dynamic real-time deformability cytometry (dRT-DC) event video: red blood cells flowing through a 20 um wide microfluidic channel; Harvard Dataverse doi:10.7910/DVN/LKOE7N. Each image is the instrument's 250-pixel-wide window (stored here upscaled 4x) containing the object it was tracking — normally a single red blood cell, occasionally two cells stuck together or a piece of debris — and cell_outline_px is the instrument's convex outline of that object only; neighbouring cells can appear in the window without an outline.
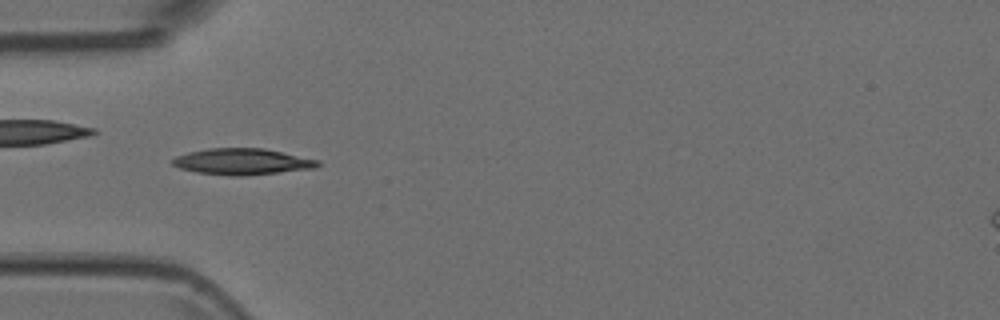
{"species": "Egyptian fruit bat (a non-hibernating species)", "species_latin": "Rousettus aegyptiacus", "temperature_condition": "room temperature", "stored_images_in_passage": 8, "camera_frame_rate_fps": 3000, "um_per_image_px": 0.085, "animal": {"sex": "female"}, "frame": {"image": 1, "passage_image": 3, "time_ms": 0.667, "image_size_px": [1000, 320], "cell_outline_px": [[320, 164], [316, 168], [244, 176], [228, 176], [196, 172], [180, 168], [172, 164], [172, 160], [176, 156], [188, 152], [208, 148], [264, 148], [320, 160]], "centroid_in_image_um": [20.6, 13.74], "position_along_channel_um": 64.4, "area_um2": 22.31}}
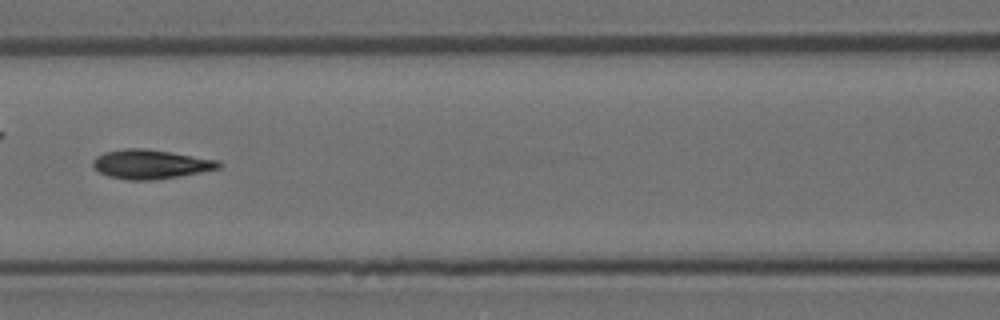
{"frame": {"image": 2, "passage_image": 5, "time_ms": 1.333, "image_size_px": [1000, 320], "cell_outline_px": [[224, 164], [220, 168], [180, 176], [152, 180], [128, 180], [108, 176], [100, 172], [92, 164], [92, 160], [96, 156], [104, 152], [124, 148], [140, 148], [168, 152], [220, 160]], "centroid_in_image_um": [12.81, 13.96], "position_along_channel_um": 153.8, "area_um2": 21.33}}
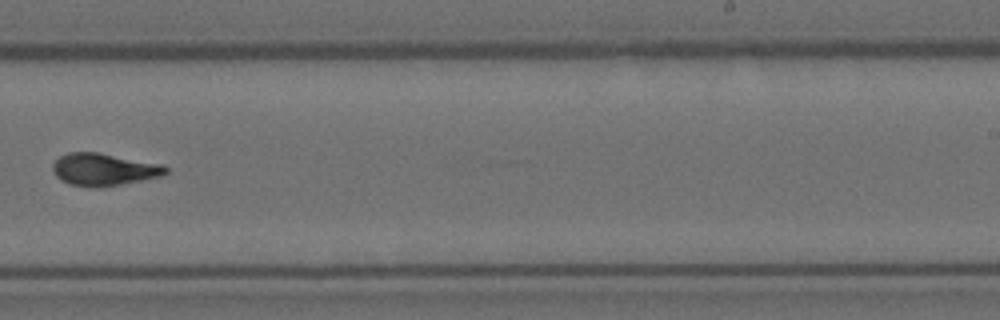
{"frame": {"image": 3, "passage_image": 8, "time_ms": 2.333, "image_size_px": [1000, 320], "cell_outline_px": [[168, 172], [160, 176], [100, 188], [92, 188], [68, 184], [60, 180], [56, 176], [52, 168], [52, 164], [60, 156], [68, 152], [96, 152], [164, 164], [168, 168]], "centroid_in_image_um": [8.8, 14.41], "position_along_channel_um": 280.2, "area_um2": 21.39}}